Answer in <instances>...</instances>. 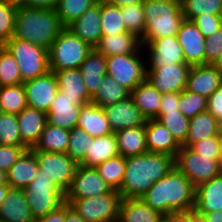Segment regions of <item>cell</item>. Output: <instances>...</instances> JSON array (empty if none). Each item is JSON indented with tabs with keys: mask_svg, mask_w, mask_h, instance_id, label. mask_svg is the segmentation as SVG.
Wrapping results in <instances>:
<instances>
[{
	"mask_svg": "<svg viewBox=\"0 0 222 222\" xmlns=\"http://www.w3.org/2000/svg\"><path fill=\"white\" fill-rule=\"evenodd\" d=\"M174 166V157L163 153L147 152L126 157L124 177L118 191L121 198H140Z\"/></svg>",
	"mask_w": 222,
	"mask_h": 222,
	"instance_id": "cell-1",
	"label": "cell"
},
{
	"mask_svg": "<svg viewBox=\"0 0 222 222\" xmlns=\"http://www.w3.org/2000/svg\"><path fill=\"white\" fill-rule=\"evenodd\" d=\"M195 192L196 187L174 166L166 176L155 182L140 199L163 215L190 212L194 210Z\"/></svg>",
	"mask_w": 222,
	"mask_h": 222,
	"instance_id": "cell-2",
	"label": "cell"
},
{
	"mask_svg": "<svg viewBox=\"0 0 222 222\" xmlns=\"http://www.w3.org/2000/svg\"><path fill=\"white\" fill-rule=\"evenodd\" d=\"M65 27L55 9L18 7L13 38L29 41L49 50Z\"/></svg>",
	"mask_w": 222,
	"mask_h": 222,
	"instance_id": "cell-3",
	"label": "cell"
},
{
	"mask_svg": "<svg viewBox=\"0 0 222 222\" xmlns=\"http://www.w3.org/2000/svg\"><path fill=\"white\" fill-rule=\"evenodd\" d=\"M145 31L141 41L177 36L184 21L181 3L174 0H144Z\"/></svg>",
	"mask_w": 222,
	"mask_h": 222,
	"instance_id": "cell-4",
	"label": "cell"
},
{
	"mask_svg": "<svg viewBox=\"0 0 222 222\" xmlns=\"http://www.w3.org/2000/svg\"><path fill=\"white\" fill-rule=\"evenodd\" d=\"M92 49L65 27L48 50L49 70L79 68Z\"/></svg>",
	"mask_w": 222,
	"mask_h": 222,
	"instance_id": "cell-5",
	"label": "cell"
},
{
	"mask_svg": "<svg viewBox=\"0 0 222 222\" xmlns=\"http://www.w3.org/2000/svg\"><path fill=\"white\" fill-rule=\"evenodd\" d=\"M2 46L16 60L23 83L50 71L47 49L13 37Z\"/></svg>",
	"mask_w": 222,
	"mask_h": 222,
	"instance_id": "cell-6",
	"label": "cell"
},
{
	"mask_svg": "<svg viewBox=\"0 0 222 222\" xmlns=\"http://www.w3.org/2000/svg\"><path fill=\"white\" fill-rule=\"evenodd\" d=\"M144 52L142 47L137 53L106 57V75L131 92L146 80L147 55Z\"/></svg>",
	"mask_w": 222,
	"mask_h": 222,
	"instance_id": "cell-7",
	"label": "cell"
},
{
	"mask_svg": "<svg viewBox=\"0 0 222 222\" xmlns=\"http://www.w3.org/2000/svg\"><path fill=\"white\" fill-rule=\"evenodd\" d=\"M24 191L35 220L65 203V192L53 182L52 178L42 174L41 169H38L36 176Z\"/></svg>",
	"mask_w": 222,
	"mask_h": 222,
	"instance_id": "cell-8",
	"label": "cell"
},
{
	"mask_svg": "<svg viewBox=\"0 0 222 222\" xmlns=\"http://www.w3.org/2000/svg\"><path fill=\"white\" fill-rule=\"evenodd\" d=\"M174 165L195 187L222 174L219 160L198 155L184 146L177 152Z\"/></svg>",
	"mask_w": 222,
	"mask_h": 222,
	"instance_id": "cell-9",
	"label": "cell"
},
{
	"mask_svg": "<svg viewBox=\"0 0 222 222\" xmlns=\"http://www.w3.org/2000/svg\"><path fill=\"white\" fill-rule=\"evenodd\" d=\"M121 199L120 193L112 190L104 195L74 199L69 205L86 222H117Z\"/></svg>",
	"mask_w": 222,
	"mask_h": 222,
	"instance_id": "cell-10",
	"label": "cell"
},
{
	"mask_svg": "<svg viewBox=\"0 0 222 222\" xmlns=\"http://www.w3.org/2000/svg\"><path fill=\"white\" fill-rule=\"evenodd\" d=\"M38 168L63 191L70 187L78 164L67 153L35 151Z\"/></svg>",
	"mask_w": 222,
	"mask_h": 222,
	"instance_id": "cell-11",
	"label": "cell"
},
{
	"mask_svg": "<svg viewBox=\"0 0 222 222\" xmlns=\"http://www.w3.org/2000/svg\"><path fill=\"white\" fill-rule=\"evenodd\" d=\"M112 190L96 168L78 165L70 187L65 192V202L70 204L74 199L104 195Z\"/></svg>",
	"mask_w": 222,
	"mask_h": 222,
	"instance_id": "cell-12",
	"label": "cell"
},
{
	"mask_svg": "<svg viewBox=\"0 0 222 222\" xmlns=\"http://www.w3.org/2000/svg\"><path fill=\"white\" fill-rule=\"evenodd\" d=\"M190 68L186 63L147 67L146 80L161 94L180 93L186 88Z\"/></svg>",
	"mask_w": 222,
	"mask_h": 222,
	"instance_id": "cell-13",
	"label": "cell"
},
{
	"mask_svg": "<svg viewBox=\"0 0 222 222\" xmlns=\"http://www.w3.org/2000/svg\"><path fill=\"white\" fill-rule=\"evenodd\" d=\"M147 55V67L186 63L177 36L141 41Z\"/></svg>",
	"mask_w": 222,
	"mask_h": 222,
	"instance_id": "cell-14",
	"label": "cell"
},
{
	"mask_svg": "<svg viewBox=\"0 0 222 222\" xmlns=\"http://www.w3.org/2000/svg\"><path fill=\"white\" fill-rule=\"evenodd\" d=\"M27 105L31 108L47 112L58 90L53 71L23 83Z\"/></svg>",
	"mask_w": 222,
	"mask_h": 222,
	"instance_id": "cell-15",
	"label": "cell"
},
{
	"mask_svg": "<svg viewBox=\"0 0 222 222\" xmlns=\"http://www.w3.org/2000/svg\"><path fill=\"white\" fill-rule=\"evenodd\" d=\"M84 104L80 98H69L58 91L46 112L47 123L69 131L74 129Z\"/></svg>",
	"mask_w": 222,
	"mask_h": 222,
	"instance_id": "cell-16",
	"label": "cell"
},
{
	"mask_svg": "<svg viewBox=\"0 0 222 222\" xmlns=\"http://www.w3.org/2000/svg\"><path fill=\"white\" fill-rule=\"evenodd\" d=\"M177 39L187 65L205 64V37L192 21L184 19L177 32Z\"/></svg>",
	"mask_w": 222,
	"mask_h": 222,
	"instance_id": "cell-17",
	"label": "cell"
},
{
	"mask_svg": "<svg viewBox=\"0 0 222 222\" xmlns=\"http://www.w3.org/2000/svg\"><path fill=\"white\" fill-rule=\"evenodd\" d=\"M103 109L113 133L121 129L145 126L146 118L136 107L131 96Z\"/></svg>",
	"mask_w": 222,
	"mask_h": 222,
	"instance_id": "cell-18",
	"label": "cell"
},
{
	"mask_svg": "<svg viewBox=\"0 0 222 222\" xmlns=\"http://www.w3.org/2000/svg\"><path fill=\"white\" fill-rule=\"evenodd\" d=\"M100 15L101 0H98L67 28L94 49L102 36Z\"/></svg>",
	"mask_w": 222,
	"mask_h": 222,
	"instance_id": "cell-19",
	"label": "cell"
},
{
	"mask_svg": "<svg viewBox=\"0 0 222 222\" xmlns=\"http://www.w3.org/2000/svg\"><path fill=\"white\" fill-rule=\"evenodd\" d=\"M221 84V73L212 64H203L191 66L185 90L209 98Z\"/></svg>",
	"mask_w": 222,
	"mask_h": 222,
	"instance_id": "cell-20",
	"label": "cell"
},
{
	"mask_svg": "<svg viewBox=\"0 0 222 222\" xmlns=\"http://www.w3.org/2000/svg\"><path fill=\"white\" fill-rule=\"evenodd\" d=\"M145 133L148 152L163 153L175 158L181 145L160 121L146 119Z\"/></svg>",
	"mask_w": 222,
	"mask_h": 222,
	"instance_id": "cell-21",
	"label": "cell"
},
{
	"mask_svg": "<svg viewBox=\"0 0 222 222\" xmlns=\"http://www.w3.org/2000/svg\"><path fill=\"white\" fill-rule=\"evenodd\" d=\"M0 221L35 222L24 189L10 188L0 206Z\"/></svg>",
	"mask_w": 222,
	"mask_h": 222,
	"instance_id": "cell-22",
	"label": "cell"
},
{
	"mask_svg": "<svg viewBox=\"0 0 222 222\" xmlns=\"http://www.w3.org/2000/svg\"><path fill=\"white\" fill-rule=\"evenodd\" d=\"M17 122L22 142L31 149L39 141L45 128L47 113L27 106L17 115Z\"/></svg>",
	"mask_w": 222,
	"mask_h": 222,
	"instance_id": "cell-23",
	"label": "cell"
},
{
	"mask_svg": "<svg viewBox=\"0 0 222 222\" xmlns=\"http://www.w3.org/2000/svg\"><path fill=\"white\" fill-rule=\"evenodd\" d=\"M38 163L35 151L25 150L18 160L7 171V181L10 188L25 189L36 176Z\"/></svg>",
	"mask_w": 222,
	"mask_h": 222,
	"instance_id": "cell-24",
	"label": "cell"
},
{
	"mask_svg": "<svg viewBox=\"0 0 222 222\" xmlns=\"http://www.w3.org/2000/svg\"><path fill=\"white\" fill-rule=\"evenodd\" d=\"M222 211V174L196 187L194 212Z\"/></svg>",
	"mask_w": 222,
	"mask_h": 222,
	"instance_id": "cell-25",
	"label": "cell"
},
{
	"mask_svg": "<svg viewBox=\"0 0 222 222\" xmlns=\"http://www.w3.org/2000/svg\"><path fill=\"white\" fill-rule=\"evenodd\" d=\"M141 40L130 32L115 35H102L98 45L94 48L105 57L118 54L137 53L142 48Z\"/></svg>",
	"mask_w": 222,
	"mask_h": 222,
	"instance_id": "cell-26",
	"label": "cell"
},
{
	"mask_svg": "<svg viewBox=\"0 0 222 222\" xmlns=\"http://www.w3.org/2000/svg\"><path fill=\"white\" fill-rule=\"evenodd\" d=\"M76 127L94 138L113 133L104 109L92 102L82 105Z\"/></svg>",
	"mask_w": 222,
	"mask_h": 222,
	"instance_id": "cell-27",
	"label": "cell"
},
{
	"mask_svg": "<svg viewBox=\"0 0 222 222\" xmlns=\"http://www.w3.org/2000/svg\"><path fill=\"white\" fill-rule=\"evenodd\" d=\"M163 216L140 198H122L117 222H162Z\"/></svg>",
	"mask_w": 222,
	"mask_h": 222,
	"instance_id": "cell-28",
	"label": "cell"
},
{
	"mask_svg": "<svg viewBox=\"0 0 222 222\" xmlns=\"http://www.w3.org/2000/svg\"><path fill=\"white\" fill-rule=\"evenodd\" d=\"M119 155L115 133L95 137L90 143L85 159L79 164L83 167L96 168L109 158Z\"/></svg>",
	"mask_w": 222,
	"mask_h": 222,
	"instance_id": "cell-29",
	"label": "cell"
},
{
	"mask_svg": "<svg viewBox=\"0 0 222 222\" xmlns=\"http://www.w3.org/2000/svg\"><path fill=\"white\" fill-rule=\"evenodd\" d=\"M134 104L146 119H154L161 108L162 94L147 80L130 92Z\"/></svg>",
	"mask_w": 222,
	"mask_h": 222,
	"instance_id": "cell-30",
	"label": "cell"
},
{
	"mask_svg": "<svg viewBox=\"0 0 222 222\" xmlns=\"http://www.w3.org/2000/svg\"><path fill=\"white\" fill-rule=\"evenodd\" d=\"M58 90L69 98H80L85 104L91 103L92 97L89 95L85 82L79 68L65 69L54 72Z\"/></svg>",
	"mask_w": 222,
	"mask_h": 222,
	"instance_id": "cell-31",
	"label": "cell"
},
{
	"mask_svg": "<svg viewBox=\"0 0 222 222\" xmlns=\"http://www.w3.org/2000/svg\"><path fill=\"white\" fill-rule=\"evenodd\" d=\"M115 136L119 155L125 158L148 152L145 126L121 129L115 132Z\"/></svg>",
	"mask_w": 222,
	"mask_h": 222,
	"instance_id": "cell-32",
	"label": "cell"
},
{
	"mask_svg": "<svg viewBox=\"0 0 222 222\" xmlns=\"http://www.w3.org/2000/svg\"><path fill=\"white\" fill-rule=\"evenodd\" d=\"M79 70L89 95L93 97L100 81L106 75V57L92 49L80 65Z\"/></svg>",
	"mask_w": 222,
	"mask_h": 222,
	"instance_id": "cell-33",
	"label": "cell"
},
{
	"mask_svg": "<svg viewBox=\"0 0 222 222\" xmlns=\"http://www.w3.org/2000/svg\"><path fill=\"white\" fill-rule=\"evenodd\" d=\"M211 137H218V121L205 111L189 119L188 135L181 146L190 147L197 141Z\"/></svg>",
	"mask_w": 222,
	"mask_h": 222,
	"instance_id": "cell-34",
	"label": "cell"
},
{
	"mask_svg": "<svg viewBox=\"0 0 222 222\" xmlns=\"http://www.w3.org/2000/svg\"><path fill=\"white\" fill-rule=\"evenodd\" d=\"M70 131L46 123L34 151L67 153Z\"/></svg>",
	"mask_w": 222,
	"mask_h": 222,
	"instance_id": "cell-35",
	"label": "cell"
},
{
	"mask_svg": "<svg viewBox=\"0 0 222 222\" xmlns=\"http://www.w3.org/2000/svg\"><path fill=\"white\" fill-rule=\"evenodd\" d=\"M130 96V92L115 82L111 77L105 75L100 81L99 87L91 102L99 107H107Z\"/></svg>",
	"mask_w": 222,
	"mask_h": 222,
	"instance_id": "cell-36",
	"label": "cell"
},
{
	"mask_svg": "<svg viewBox=\"0 0 222 222\" xmlns=\"http://www.w3.org/2000/svg\"><path fill=\"white\" fill-rule=\"evenodd\" d=\"M27 106L23 83L0 87V111L2 113L18 115Z\"/></svg>",
	"mask_w": 222,
	"mask_h": 222,
	"instance_id": "cell-37",
	"label": "cell"
},
{
	"mask_svg": "<svg viewBox=\"0 0 222 222\" xmlns=\"http://www.w3.org/2000/svg\"><path fill=\"white\" fill-rule=\"evenodd\" d=\"M125 166L126 158L117 155L98 165L96 170L113 190L119 191L124 177Z\"/></svg>",
	"mask_w": 222,
	"mask_h": 222,
	"instance_id": "cell-38",
	"label": "cell"
},
{
	"mask_svg": "<svg viewBox=\"0 0 222 222\" xmlns=\"http://www.w3.org/2000/svg\"><path fill=\"white\" fill-rule=\"evenodd\" d=\"M98 0H59L56 13L64 27H68Z\"/></svg>",
	"mask_w": 222,
	"mask_h": 222,
	"instance_id": "cell-39",
	"label": "cell"
},
{
	"mask_svg": "<svg viewBox=\"0 0 222 222\" xmlns=\"http://www.w3.org/2000/svg\"><path fill=\"white\" fill-rule=\"evenodd\" d=\"M101 30L102 35H115L127 32L122 21L120 8L101 0Z\"/></svg>",
	"mask_w": 222,
	"mask_h": 222,
	"instance_id": "cell-40",
	"label": "cell"
},
{
	"mask_svg": "<svg viewBox=\"0 0 222 222\" xmlns=\"http://www.w3.org/2000/svg\"><path fill=\"white\" fill-rule=\"evenodd\" d=\"M181 8L184 19L191 21L202 14L221 15L222 0H183Z\"/></svg>",
	"mask_w": 222,
	"mask_h": 222,
	"instance_id": "cell-41",
	"label": "cell"
},
{
	"mask_svg": "<svg viewBox=\"0 0 222 222\" xmlns=\"http://www.w3.org/2000/svg\"><path fill=\"white\" fill-rule=\"evenodd\" d=\"M120 13L127 32L133 33L141 39L145 31L143 3L122 7Z\"/></svg>",
	"mask_w": 222,
	"mask_h": 222,
	"instance_id": "cell-42",
	"label": "cell"
},
{
	"mask_svg": "<svg viewBox=\"0 0 222 222\" xmlns=\"http://www.w3.org/2000/svg\"><path fill=\"white\" fill-rule=\"evenodd\" d=\"M93 139L94 137L81 128L70 130L67 155L79 165L85 159Z\"/></svg>",
	"mask_w": 222,
	"mask_h": 222,
	"instance_id": "cell-43",
	"label": "cell"
},
{
	"mask_svg": "<svg viewBox=\"0 0 222 222\" xmlns=\"http://www.w3.org/2000/svg\"><path fill=\"white\" fill-rule=\"evenodd\" d=\"M158 121L167 128L180 145L185 142L189 131V118L180 111H172L163 114Z\"/></svg>",
	"mask_w": 222,
	"mask_h": 222,
	"instance_id": "cell-44",
	"label": "cell"
},
{
	"mask_svg": "<svg viewBox=\"0 0 222 222\" xmlns=\"http://www.w3.org/2000/svg\"><path fill=\"white\" fill-rule=\"evenodd\" d=\"M0 145L26 146L21 139L17 115L2 113L0 117Z\"/></svg>",
	"mask_w": 222,
	"mask_h": 222,
	"instance_id": "cell-45",
	"label": "cell"
},
{
	"mask_svg": "<svg viewBox=\"0 0 222 222\" xmlns=\"http://www.w3.org/2000/svg\"><path fill=\"white\" fill-rule=\"evenodd\" d=\"M22 83L16 60L3 46H0V87Z\"/></svg>",
	"mask_w": 222,
	"mask_h": 222,
	"instance_id": "cell-46",
	"label": "cell"
},
{
	"mask_svg": "<svg viewBox=\"0 0 222 222\" xmlns=\"http://www.w3.org/2000/svg\"><path fill=\"white\" fill-rule=\"evenodd\" d=\"M207 109V98L191 91L180 92L179 110L187 118L195 117Z\"/></svg>",
	"mask_w": 222,
	"mask_h": 222,
	"instance_id": "cell-47",
	"label": "cell"
},
{
	"mask_svg": "<svg viewBox=\"0 0 222 222\" xmlns=\"http://www.w3.org/2000/svg\"><path fill=\"white\" fill-rule=\"evenodd\" d=\"M17 6L0 0V46L10 40L14 34Z\"/></svg>",
	"mask_w": 222,
	"mask_h": 222,
	"instance_id": "cell-48",
	"label": "cell"
},
{
	"mask_svg": "<svg viewBox=\"0 0 222 222\" xmlns=\"http://www.w3.org/2000/svg\"><path fill=\"white\" fill-rule=\"evenodd\" d=\"M191 21L205 38H208L222 27V18L220 15L202 14L194 17Z\"/></svg>",
	"mask_w": 222,
	"mask_h": 222,
	"instance_id": "cell-49",
	"label": "cell"
},
{
	"mask_svg": "<svg viewBox=\"0 0 222 222\" xmlns=\"http://www.w3.org/2000/svg\"><path fill=\"white\" fill-rule=\"evenodd\" d=\"M189 148L198 155L213 157V159L219 160L220 139L218 137H211L203 139L202 141H197Z\"/></svg>",
	"mask_w": 222,
	"mask_h": 222,
	"instance_id": "cell-50",
	"label": "cell"
},
{
	"mask_svg": "<svg viewBox=\"0 0 222 222\" xmlns=\"http://www.w3.org/2000/svg\"><path fill=\"white\" fill-rule=\"evenodd\" d=\"M222 54V27L205 38V64H213Z\"/></svg>",
	"mask_w": 222,
	"mask_h": 222,
	"instance_id": "cell-51",
	"label": "cell"
},
{
	"mask_svg": "<svg viewBox=\"0 0 222 222\" xmlns=\"http://www.w3.org/2000/svg\"><path fill=\"white\" fill-rule=\"evenodd\" d=\"M27 149V146L0 145V170L7 172Z\"/></svg>",
	"mask_w": 222,
	"mask_h": 222,
	"instance_id": "cell-52",
	"label": "cell"
},
{
	"mask_svg": "<svg viewBox=\"0 0 222 222\" xmlns=\"http://www.w3.org/2000/svg\"><path fill=\"white\" fill-rule=\"evenodd\" d=\"M180 93L172 92L162 94L161 108L158 115L154 119H159L163 114L179 110Z\"/></svg>",
	"mask_w": 222,
	"mask_h": 222,
	"instance_id": "cell-53",
	"label": "cell"
},
{
	"mask_svg": "<svg viewBox=\"0 0 222 222\" xmlns=\"http://www.w3.org/2000/svg\"><path fill=\"white\" fill-rule=\"evenodd\" d=\"M206 111L217 121L222 120V84L209 98H207Z\"/></svg>",
	"mask_w": 222,
	"mask_h": 222,
	"instance_id": "cell-54",
	"label": "cell"
},
{
	"mask_svg": "<svg viewBox=\"0 0 222 222\" xmlns=\"http://www.w3.org/2000/svg\"><path fill=\"white\" fill-rule=\"evenodd\" d=\"M162 222H199L198 215L194 211L175 212L163 216Z\"/></svg>",
	"mask_w": 222,
	"mask_h": 222,
	"instance_id": "cell-55",
	"label": "cell"
},
{
	"mask_svg": "<svg viewBox=\"0 0 222 222\" xmlns=\"http://www.w3.org/2000/svg\"><path fill=\"white\" fill-rule=\"evenodd\" d=\"M35 222H65V203L44 217H40Z\"/></svg>",
	"mask_w": 222,
	"mask_h": 222,
	"instance_id": "cell-56",
	"label": "cell"
},
{
	"mask_svg": "<svg viewBox=\"0 0 222 222\" xmlns=\"http://www.w3.org/2000/svg\"><path fill=\"white\" fill-rule=\"evenodd\" d=\"M59 0H25L24 7L37 9H56Z\"/></svg>",
	"mask_w": 222,
	"mask_h": 222,
	"instance_id": "cell-57",
	"label": "cell"
},
{
	"mask_svg": "<svg viewBox=\"0 0 222 222\" xmlns=\"http://www.w3.org/2000/svg\"><path fill=\"white\" fill-rule=\"evenodd\" d=\"M199 222H222V211L207 212L204 214H197Z\"/></svg>",
	"mask_w": 222,
	"mask_h": 222,
	"instance_id": "cell-58",
	"label": "cell"
},
{
	"mask_svg": "<svg viewBox=\"0 0 222 222\" xmlns=\"http://www.w3.org/2000/svg\"><path fill=\"white\" fill-rule=\"evenodd\" d=\"M65 222H86L76 211L65 202Z\"/></svg>",
	"mask_w": 222,
	"mask_h": 222,
	"instance_id": "cell-59",
	"label": "cell"
},
{
	"mask_svg": "<svg viewBox=\"0 0 222 222\" xmlns=\"http://www.w3.org/2000/svg\"><path fill=\"white\" fill-rule=\"evenodd\" d=\"M107 3L118 6L119 8L129 6L131 4L143 3L144 0H105Z\"/></svg>",
	"mask_w": 222,
	"mask_h": 222,
	"instance_id": "cell-60",
	"label": "cell"
},
{
	"mask_svg": "<svg viewBox=\"0 0 222 222\" xmlns=\"http://www.w3.org/2000/svg\"><path fill=\"white\" fill-rule=\"evenodd\" d=\"M9 189V185H0V206L3 203Z\"/></svg>",
	"mask_w": 222,
	"mask_h": 222,
	"instance_id": "cell-61",
	"label": "cell"
},
{
	"mask_svg": "<svg viewBox=\"0 0 222 222\" xmlns=\"http://www.w3.org/2000/svg\"><path fill=\"white\" fill-rule=\"evenodd\" d=\"M222 75V54L212 64Z\"/></svg>",
	"mask_w": 222,
	"mask_h": 222,
	"instance_id": "cell-62",
	"label": "cell"
},
{
	"mask_svg": "<svg viewBox=\"0 0 222 222\" xmlns=\"http://www.w3.org/2000/svg\"><path fill=\"white\" fill-rule=\"evenodd\" d=\"M0 185H8L7 172L0 170Z\"/></svg>",
	"mask_w": 222,
	"mask_h": 222,
	"instance_id": "cell-63",
	"label": "cell"
},
{
	"mask_svg": "<svg viewBox=\"0 0 222 222\" xmlns=\"http://www.w3.org/2000/svg\"><path fill=\"white\" fill-rule=\"evenodd\" d=\"M9 4H12L17 7H22L25 4V0H3Z\"/></svg>",
	"mask_w": 222,
	"mask_h": 222,
	"instance_id": "cell-64",
	"label": "cell"
},
{
	"mask_svg": "<svg viewBox=\"0 0 222 222\" xmlns=\"http://www.w3.org/2000/svg\"><path fill=\"white\" fill-rule=\"evenodd\" d=\"M218 138L222 142V120L218 121Z\"/></svg>",
	"mask_w": 222,
	"mask_h": 222,
	"instance_id": "cell-65",
	"label": "cell"
},
{
	"mask_svg": "<svg viewBox=\"0 0 222 222\" xmlns=\"http://www.w3.org/2000/svg\"><path fill=\"white\" fill-rule=\"evenodd\" d=\"M219 162L222 168V142H220Z\"/></svg>",
	"mask_w": 222,
	"mask_h": 222,
	"instance_id": "cell-66",
	"label": "cell"
},
{
	"mask_svg": "<svg viewBox=\"0 0 222 222\" xmlns=\"http://www.w3.org/2000/svg\"><path fill=\"white\" fill-rule=\"evenodd\" d=\"M174 1H177V2L181 3L183 0H174Z\"/></svg>",
	"mask_w": 222,
	"mask_h": 222,
	"instance_id": "cell-67",
	"label": "cell"
}]
</instances>
